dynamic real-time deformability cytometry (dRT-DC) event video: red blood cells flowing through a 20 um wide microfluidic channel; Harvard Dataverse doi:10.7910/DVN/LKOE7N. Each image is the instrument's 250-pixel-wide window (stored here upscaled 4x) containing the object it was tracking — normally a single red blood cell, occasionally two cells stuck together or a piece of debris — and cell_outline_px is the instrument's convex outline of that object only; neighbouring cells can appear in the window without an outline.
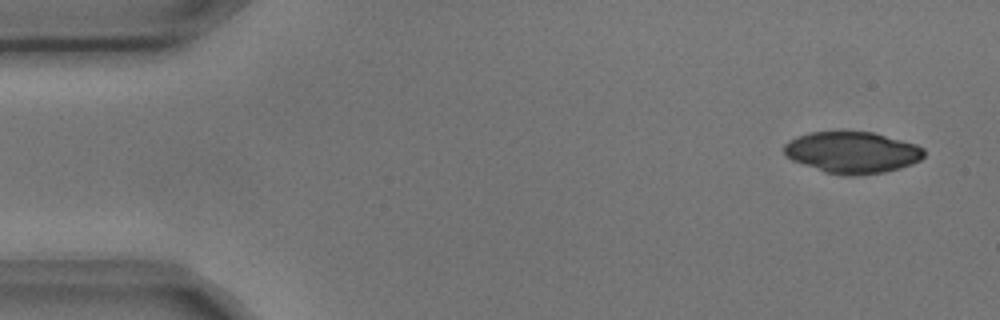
{"species": "common noctule bat (a hibernating species)", "species_latin": "Nyctalus noctula", "temperature_condition": "cold", "stored_images_in_passage": 5, "camera_frame_rate_fps": 3000, "um_per_image_px": 0.085, "animal": {"sex": "male", "body_mass_g": 17.9, "forearm_length_mm": 54.2}, "frame": {"image": 1, "passage_image": 1, "time_ms": 0.0, "image_size_px": [1000, 320], "cell_outline_px": [[924, 156], [920, 160], [912, 164], [900, 168], [884, 172], [856, 176], [844, 176], [824, 172], [792, 160], [784, 156], [784, 144], [796, 136], [812, 132], [840, 128], [872, 132], [916, 144], [924, 148]], "centroid_in_image_um": [72.41, 12.92], "position_along_channel_um": 12.6, "area_um2": 34.8}}